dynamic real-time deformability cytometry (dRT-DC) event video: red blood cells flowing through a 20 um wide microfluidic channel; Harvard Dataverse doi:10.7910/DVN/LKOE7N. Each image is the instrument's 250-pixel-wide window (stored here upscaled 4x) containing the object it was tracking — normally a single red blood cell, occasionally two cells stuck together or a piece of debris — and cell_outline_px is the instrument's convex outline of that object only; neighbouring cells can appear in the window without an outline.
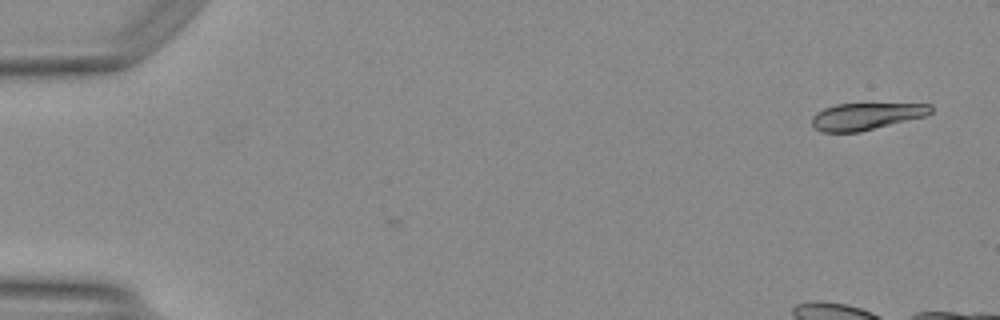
{"species": "Egyptian fruit bat (a non-hibernating species)", "species_latin": "Rousettus aegyptiacus", "temperature_condition": "warm", "stored_images_in_passage": 13, "camera_frame_rate_fps": 3000, "um_per_image_px": 0.085, "animal": {"sex": "female"}, "frame": {"image": 1, "passage_image": 1, "time_ms": 0.0, "image_size_px": [1000, 320], "cell_outline_px": [[932, 112], [924, 116], [860, 132], [820, 132], [812, 124], [812, 116], [816, 112], [824, 108], [836, 104], [932, 104]], "centroid_in_image_um": [73.59, 9.89], "position_along_channel_um": 11.4, "area_um2": 18.5}}